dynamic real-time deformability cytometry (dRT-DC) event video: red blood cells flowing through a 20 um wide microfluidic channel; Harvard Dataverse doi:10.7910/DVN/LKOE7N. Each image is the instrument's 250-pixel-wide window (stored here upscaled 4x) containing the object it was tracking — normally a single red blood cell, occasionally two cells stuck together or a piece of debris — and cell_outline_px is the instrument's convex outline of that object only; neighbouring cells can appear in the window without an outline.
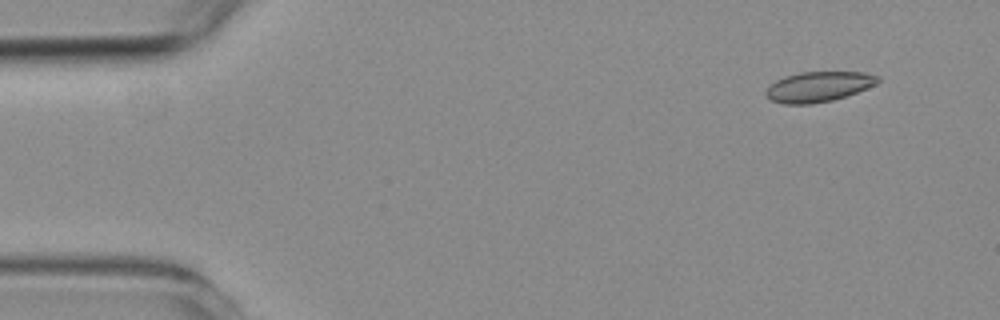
{"species": "common noctule bat (a hibernating species)", "species_latin": "Nyctalus noctula", "temperature_condition": "room temperature", "stored_images_in_passage": 5, "camera_frame_rate_fps": 3000, "um_per_image_px": 0.085, "animal": {"sex": "female", "body_mass_g": 19.3, "forearm_length_mm": 54.1}, "frame": {"image": 1, "passage_image": 1, "time_ms": 0.0, "image_size_px": [1000, 320], "cell_outline_px": [[880, 80], [876, 84], [856, 92], [832, 100], [812, 104], [784, 104], [772, 100], [764, 92], [768, 84], [784, 76], [800, 72], [864, 72], [880, 76]], "centroid_in_image_um": [69.55, 7.36], "position_along_channel_um": 15.5, "area_um2": 19.71}}
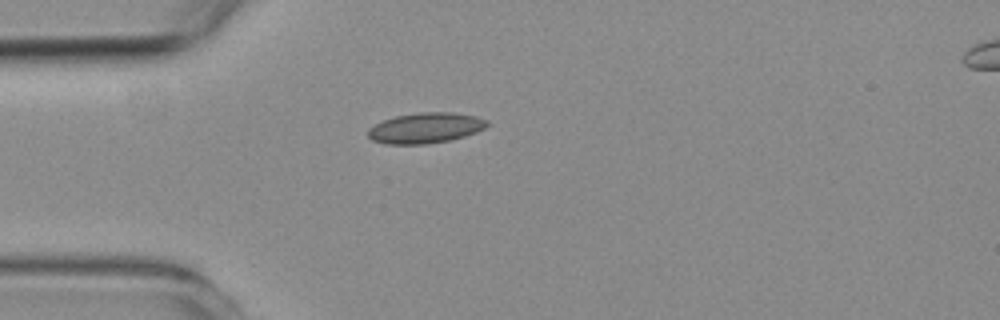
{"frame": {"image": 2, "passage_image": 4, "time_ms": 3.333, "image_size_px": [1000, 320], "cell_outline_px": [[488, 124], [484, 128], [476, 132], [464, 136], [448, 140], [424, 144], [384, 144], [372, 140], [368, 136], [368, 128], [384, 120], [396, 116], [420, 112], [452, 112], [476, 116], [488, 120]], "centroid_in_image_um": [36.16, 10.87], "position_along_channel_um": 48.8, "area_um2": 21.04}}